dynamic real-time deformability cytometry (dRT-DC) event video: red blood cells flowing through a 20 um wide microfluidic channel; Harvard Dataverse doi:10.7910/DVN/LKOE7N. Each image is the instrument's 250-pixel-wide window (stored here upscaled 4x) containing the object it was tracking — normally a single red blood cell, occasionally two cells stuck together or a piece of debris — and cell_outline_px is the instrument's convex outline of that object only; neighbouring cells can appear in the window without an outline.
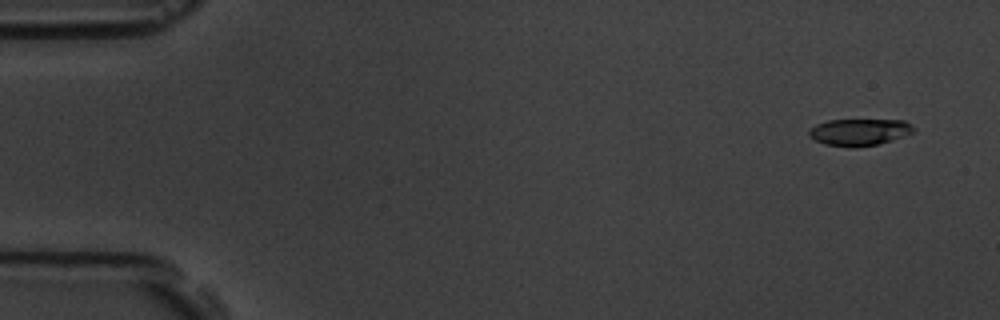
{"species": "common noctule bat (a hibernating species)", "species_latin": "Nyctalus noctula", "temperature_condition": "room temperature", "stored_images_in_passage": 13, "camera_frame_rate_fps": 3000, "um_per_image_px": 0.085, "animal": {"sex": "male", "body_mass_g": 19.5, "forearm_length_mm": 54.6}, "frame": {"image": 1, "passage_image": 1, "time_ms": 0.0, "image_size_px": [1000, 320], "cell_outline_px": [[916, 132], [876, 144], [824, 144], [808, 136], [808, 132], [816, 124], [828, 120], [904, 120], [916, 128]], "centroid_in_image_um": [73.08, 11.17], "position_along_channel_um": 11.9, "area_um2": 15.55}}
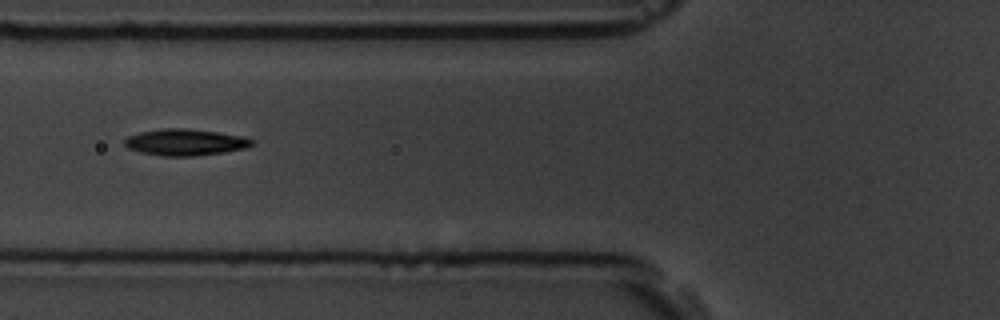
{"frame": {"image": 2, "passage_image": 6, "time_ms": 6.333, "image_size_px": [1000, 320], "cell_outline_px": [[256, 140], [252, 144], [244, 148], [224, 152], [192, 156], [164, 156], [140, 152], [128, 148], [124, 144], [124, 140], [128, 136], [140, 132], [164, 128], [188, 128], [244, 136]], "centroid_in_image_um": [15.74, 12.08], "position_along_channel_um": 110.1, "area_um2": 19.59}}
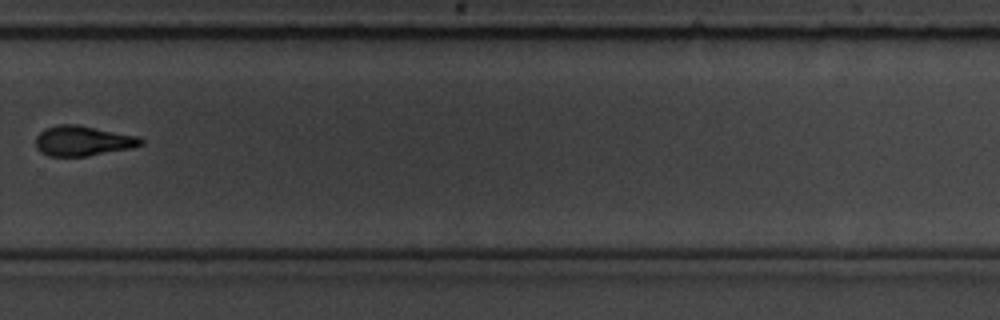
{"frame": {"image": 3, "passage_image": 11, "time_ms": 12.333, "image_size_px": [1000, 320], "cell_outline_px": [[144, 144], [132, 148], [88, 156], [48, 156], [40, 152], [36, 148], [36, 136], [44, 128], [56, 124], [80, 124], [136, 136], [144, 140]], "centroid_in_image_um": [7.02, 11.96], "position_along_channel_um": 322.8, "area_um2": 18.67}, "authors_computed_cell_mechanics": {"area_um2": 18.496, "velocity_mm_per_s": 3.5555, "shape_relaxation_time_tau1_ms": 3.5877, "shape_relaxation_time_tau2_ms": 3.4123, "deformation_change_tau1": 0.1651, "deformation_change_tau2": 0.0979}}